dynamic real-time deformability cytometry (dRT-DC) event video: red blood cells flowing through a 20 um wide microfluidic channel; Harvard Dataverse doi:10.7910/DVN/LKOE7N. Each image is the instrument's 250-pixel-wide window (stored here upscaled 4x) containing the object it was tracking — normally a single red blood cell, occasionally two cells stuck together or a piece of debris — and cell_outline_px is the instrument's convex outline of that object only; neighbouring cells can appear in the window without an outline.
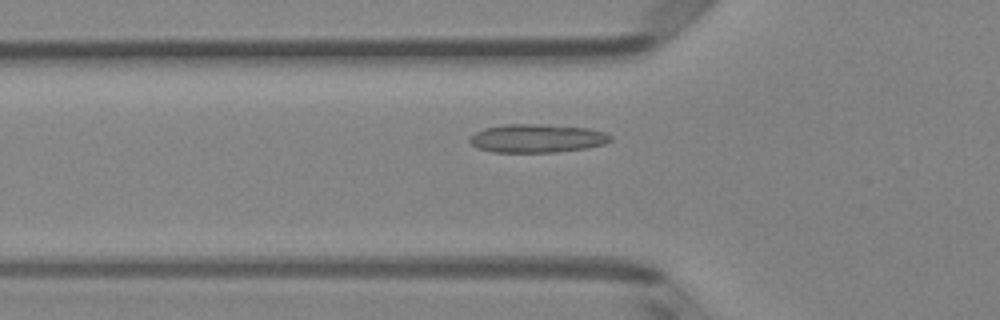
{"species": "Egyptian fruit bat (a non-hibernating species)", "species_latin": "Rousettus aegyptiacus", "temperature_condition": "room temperature", "stored_images_in_passage": 50, "camera_frame_rate_fps": 3000, "um_per_image_px": 0.085, "animal": {"sex": "female"}, "frame": {"image": 1, "passage_image": 17, "time_ms": 5.333, "image_size_px": [1000, 320], "cell_outline_px": [[612, 140], [604, 144], [584, 148], [556, 152], [492, 152], [476, 148], [468, 140], [468, 136], [484, 128], [508, 124], [544, 124], [588, 128], [604, 132], [612, 136]], "centroid_in_image_um": [45.61, 11.76], "position_along_channel_um": 80.2, "area_um2": 23.41}}
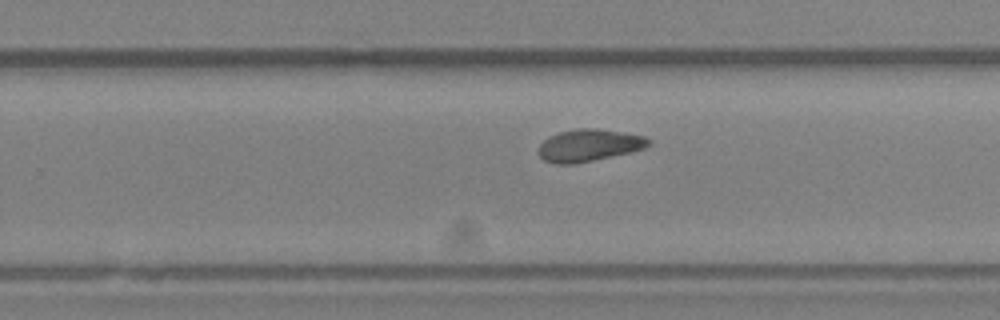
{"frame": {"image": 2, "passage_image": 32, "time_ms": 10.333, "image_size_px": [1000, 320], "cell_outline_px": [[652, 144], [644, 148], [628, 152], [592, 160], [572, 164], [552, 164], [544, 160], [540, 156], [540, 144], [548, 136], [560, 132], [576, 128], [596, 128], [644, 136], [652, 140]], "centroid_in_image_um": [50.05, 12.34], "position_along_channel_um": 279.7, "area_um2": 20.4}}
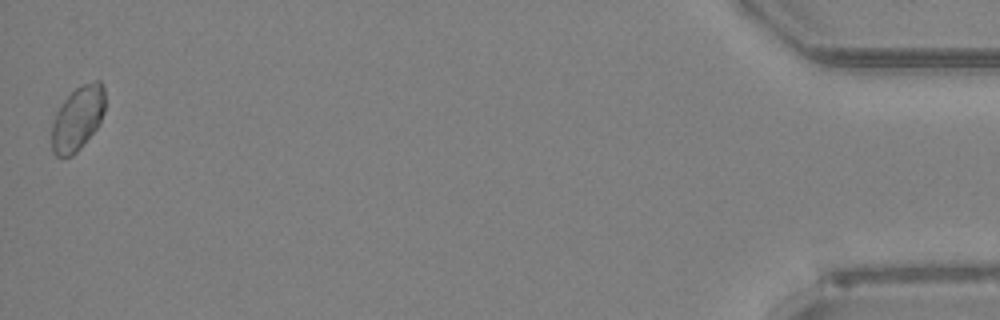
{"frame": {"image": 3, "passage_image": 50, "time_ms": 16.333, "image_size_px": [1000, 320], "cell_outline_px": [[104, 112], [100, 124], [80, 148], [72, 156], [56, 156], [52, 152], [52, 124], [56, 112], [64, 100], [76, 88], [84, 84], [96, 80], [100, 80], [104, 84]], "centroid_in_image_um": [6.61, 10.06], "position_along_channel_um": 428.6, "area_um2": 19.88}, "authors_computed_cell_mechanics": {"area_um2": 20.6346, "velocity_mm_per_s": 4.0083, "shape_relaxation_time_tau1_ms": 7.5487, "shape_relaxation_time_tau2_ms": 1.2209, "deformation_change_tau1": 0.1898, "deformation_change_tau2": 0.0507}}